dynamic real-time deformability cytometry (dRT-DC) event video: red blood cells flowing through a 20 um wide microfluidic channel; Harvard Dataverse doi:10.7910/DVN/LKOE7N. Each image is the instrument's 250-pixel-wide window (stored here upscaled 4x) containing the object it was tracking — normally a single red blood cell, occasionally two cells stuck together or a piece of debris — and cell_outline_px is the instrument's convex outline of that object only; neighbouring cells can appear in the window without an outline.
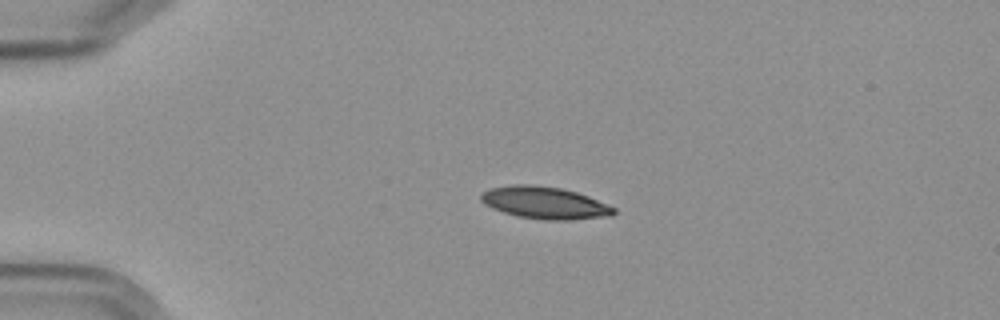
{"species": "Egyptian fruit bat (a non-hibernating species)", "species_latin": "Rousettus aegyptiacus", "temperature_condition": "cold", "stored_images_in_passage": 3, "camera_frame_rate_fps": 3000, "um_per_image_px": 0.085, "frame": {"image": 1, "passage_image": 3, "time_ms": 2.333, "image_size_px": [1000, 320], "cell_outline_px": [[616, 212], [612, 216], [572, 220], [544, 220], [516, 216], [492, 208], [484, 204], [480, 200], [480, 196], [484, 192], [492, 188], [512, 184], [532, 184], [560, 188], [576, 192], [588, 196], [616, 208]], "centroid_in_image_um": [46.31, 17.25], "position_along_channel_um": 38.7, "area_um2": 24.97}}